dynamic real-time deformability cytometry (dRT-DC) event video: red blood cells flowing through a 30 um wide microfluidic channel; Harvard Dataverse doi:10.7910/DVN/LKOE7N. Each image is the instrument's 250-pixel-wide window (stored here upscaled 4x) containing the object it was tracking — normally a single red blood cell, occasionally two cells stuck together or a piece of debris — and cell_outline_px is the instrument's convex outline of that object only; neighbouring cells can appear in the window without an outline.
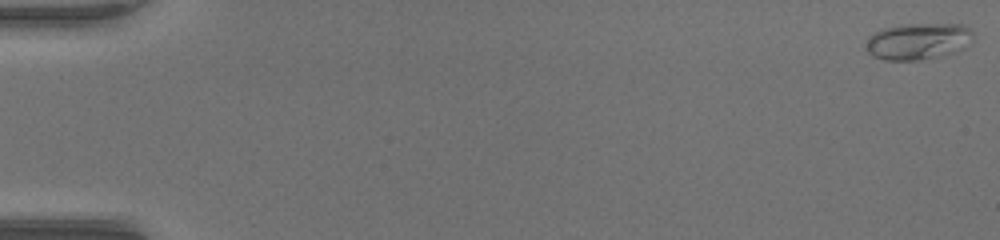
{"species": "common noctule bat (a hibernating species)", "species_latin": "Nyctalus noctula", "temperature_condition": "warm", "stored_images_in_passage": 52, "camera_frame_rate_fps": 3000, "um_per_image_px": 0.085, "animal": {"sex": "female", "body_mass_g": 17.0, "forearm_length_mm": 48.0}, "frame": {"image": 1, "passage_image": 1, "time_ms": 0.0, "image_size_px": [1000, 240], "cell_outline_px": [[972, 32], [928, 56], [916, 60], [888, 60], [876, 56], [868, 52], [868, 40], [876, 32], [884, 28], [912, 24], [960, 24], [968, 28]], "centroid_in_image_um": [77.71, 3.44], "position_along_channel_um": 7.3, "area_um2": 19.54}}
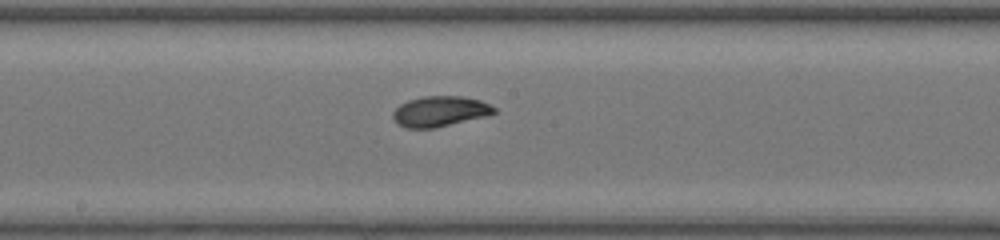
{"frame": {"image": 2, "passage_image": 29, "time_ms": 9.333, "image_size_px": [1000, 240], "cell_outline_px": [[496, 112], [484, 116], [432, 128], [408, 128], [396, 124], [392, 116], [392, 112], [400, 104], [408, 100], [424, 96], [464, 96], [480, 100], [496, 108]], "centroid_in_image_um": [37.35, 9.45], "position_along_channel_um": 210.9, "area_um2": 17.74}}
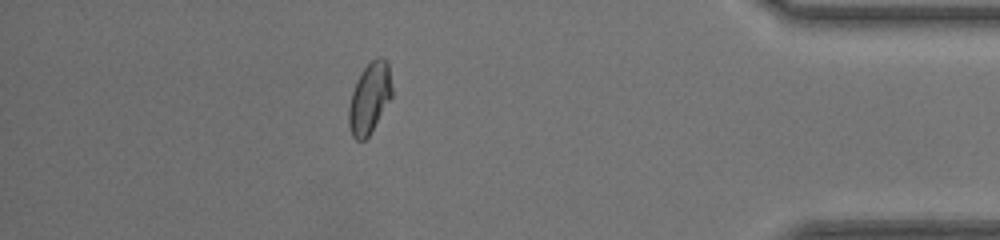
{"frame": {"image": 3, "passage_image": 46, "time_ms": 15.0, "image_size_px": [1000, 240], "cell_outline_px": [[392, 96], [368, 136], [364, 140], [356, 140], [352, 136], [348, 124], [348, 108], [352, 92], [356, 80], [364, 68], [376, 56], [384, 56], [388, 60], [392, 88]], "centroid_in_image_um": [31.41, 8.29], "position_along_channel_um": 403.8, "area_um2": 17.86}, "authors_computed_cell_mechanics": {"area_um2": 17.8602, "velocity_mm_per_s": 4.1003, "shape_relaxation_time_tau1_ms": 4.0969, "shape_relaxation_time_tau2_ms": 0.6473, "deformation_change_tau1": 0.1871, "deformation_change_tau2": 0.0394}}